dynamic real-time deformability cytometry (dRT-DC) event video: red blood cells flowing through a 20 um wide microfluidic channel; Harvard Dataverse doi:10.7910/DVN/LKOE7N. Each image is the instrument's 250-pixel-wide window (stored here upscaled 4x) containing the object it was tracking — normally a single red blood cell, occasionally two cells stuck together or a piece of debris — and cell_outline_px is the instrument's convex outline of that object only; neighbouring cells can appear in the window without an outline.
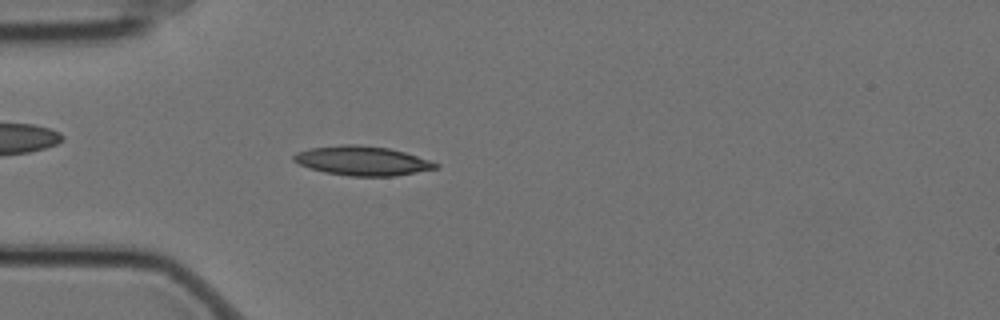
{"species": "Egyptian fruit bat (a non-hibernating species)", "species_latin": "Rousettus aegyptiacus", "temperature_condition": "cold", "stored_images_in_passage": 2, "camera_frame_rate_fps": 3000, "um_per_image_px": 0.085, "animal": {"sex": "female"}, "frame": {"image": 1, "passage_image": 2, "time_ms": 0.333, "image_size_px": [1000, 320], "cell_outline_px": [[440, 168], [396, 176], [348, 176], [324, 172], [308, 168], [292, 160], [292, 156], [296, 152], [312, 148], [340, 144], [356, 144], [388, 148], [404, 152], [440, 164]], "centroid_in_image_um": [30.79, 13.67], "position_along_channel_um": 54.2, "area_um2": 24.33}}